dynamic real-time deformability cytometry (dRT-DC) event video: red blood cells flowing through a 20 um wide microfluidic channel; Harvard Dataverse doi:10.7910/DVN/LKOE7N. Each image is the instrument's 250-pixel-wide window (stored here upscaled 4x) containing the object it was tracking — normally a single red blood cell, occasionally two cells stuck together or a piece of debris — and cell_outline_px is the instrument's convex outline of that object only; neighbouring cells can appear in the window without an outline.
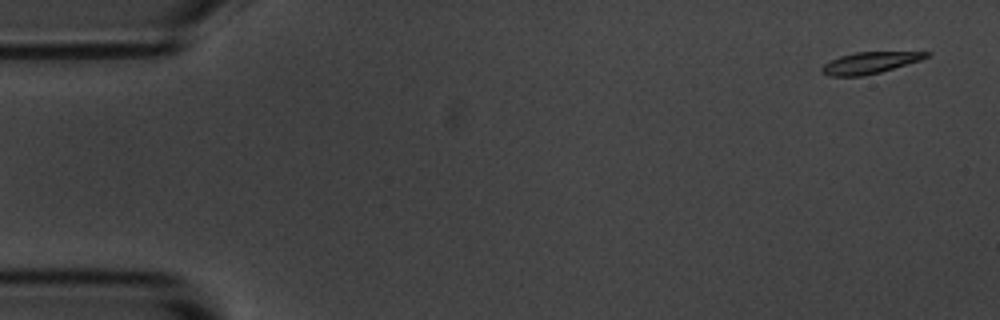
{"species": "common noctule bat (a hibernating species)", "species_latin": "Nyctalus noctula", "temperature_condition": "room temperature", "stored_images_in_passage": 5, "segment_of_instrument_passage": [2, 2], "camera_frame_rate_fps": 3000, "um_per_image_px": 0.085, "animal": {"sex": "male", "body_mass_g": 20.1, "forearm_length_mm": 53.5}, "frame": {"image": 1, "passage_image": 5, "time_ms": 5.667, "image_size_px": [1000, 320], "cell_outline_px": [[932, 52], [928, 56], [920, 60], [880, 72], [860, 76], [828, 76], [820, 72], [820, 68], [824, 64], [840, 56], [856, 52]], "centroid_in_image_um": [73.88, 5.34], "position_along_channel_um": 11.1, "area_um2": 12.89}}